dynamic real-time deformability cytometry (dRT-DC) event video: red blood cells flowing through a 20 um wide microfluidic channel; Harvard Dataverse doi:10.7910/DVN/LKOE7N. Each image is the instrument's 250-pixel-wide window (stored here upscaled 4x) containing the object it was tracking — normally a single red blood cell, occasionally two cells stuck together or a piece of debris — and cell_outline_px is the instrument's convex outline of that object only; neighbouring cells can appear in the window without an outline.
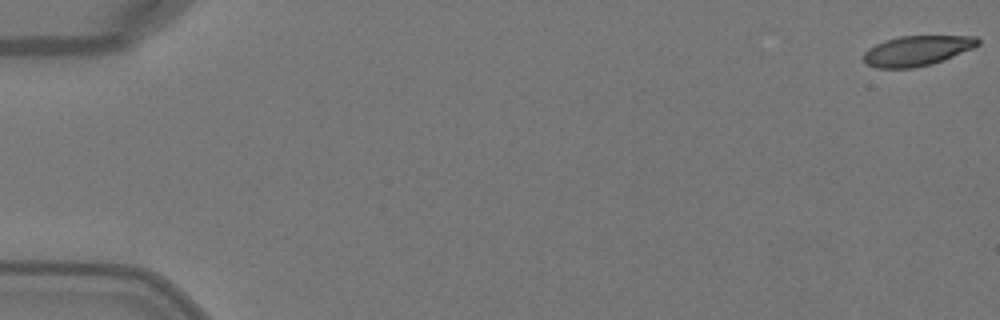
{"species": "Egyptian fruit bat (a non-hibernating species)", "species_latin": "Rousettus aegyptiacus", "temperature_condition": "warm", "stored_images_in_passage": 51, "camera_frame_rate_fps": 3000, "um_per_image_px": 0.085, "animal": {"sex": "female"}, "frame": {"image": 1, "passage_image": 1, "time_ms": 0.0, "image_size_px": [1000, 320], "cell_outline_px": [[980, 44], [972, 48], [944, 60], [932, 64], [912, 68], [876, 68], [868, 64], [864, 60], [864, 52], [868, 48], [884, 40], [900, 36], [976, 36], [980, 40]], "centroid_in_image_um": [77.95, 4.31], "position_along_channel_um": 7.1, "area_um2": 20.0}}
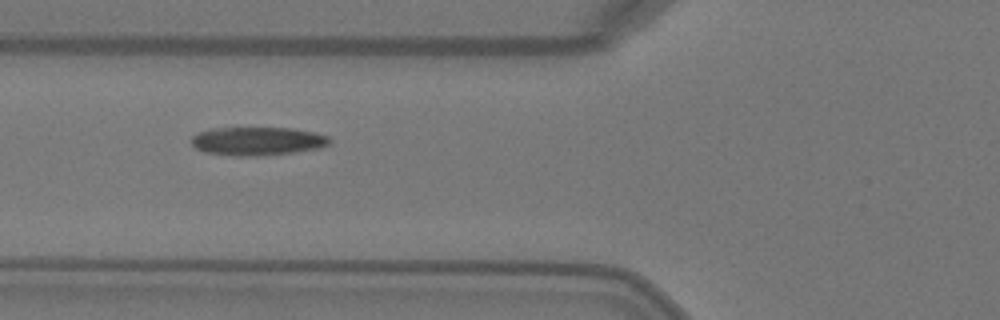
{"frame": {"image": 2, "passage_image": 20, "time_ms": 6.333, "image_size_px": [1000, 320], "cell_outline_px": [[332, 140], [328, 144], [316, 148], [292, 152], [260, 156], [232, 156], [204, 152], [196, 148], [192, 144], [192, 136], [200, 132], [212, 128], [292, 128], [316, 132], [328, 136]], "centroid_in_image_um": [21.87, 11.99], "position_along_channel_um": 103.9, "area_um2": 22.83}}
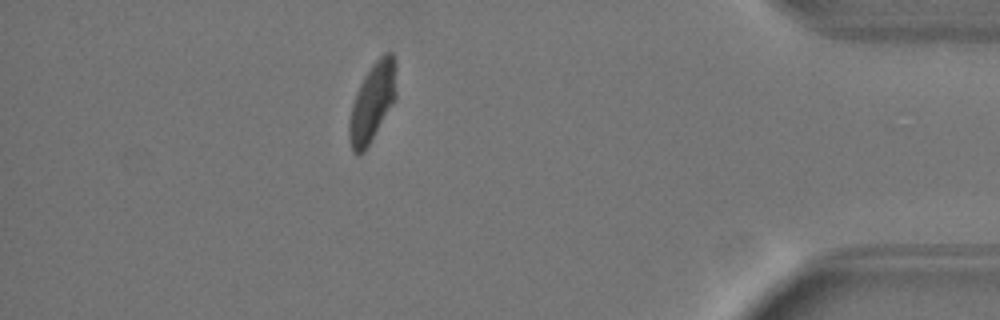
{"frame": {"image": 3, "passage_image": 45, "time_ms": 14.667, "image_size_px": [1000, 320], "cell_outline_px": [[396, 96], [364, 152], [360, 156], [356, 156], [352, 152], [348, 136], [348, 120], [352, 104], [356, 92], [364, 76], [372, 64], [384, 52], [392, 52], [396, 60]], "centroid_in_image_um": [31.62, 8.68], "position_along_channel_um": 403.6, "area_um2": 21.62}, "authors_computed_cell_mechanics": {"area_um2": 22.1952, "velocity_mm_per_s": 4.0888, "shape_relaxation_time_tau1_ms": 7.4649, "shape_relaxation_time_tau2_ms": 3.8645, "deformation_change_tau1": 0.238, "deformation_change_tau2": 0.054}}